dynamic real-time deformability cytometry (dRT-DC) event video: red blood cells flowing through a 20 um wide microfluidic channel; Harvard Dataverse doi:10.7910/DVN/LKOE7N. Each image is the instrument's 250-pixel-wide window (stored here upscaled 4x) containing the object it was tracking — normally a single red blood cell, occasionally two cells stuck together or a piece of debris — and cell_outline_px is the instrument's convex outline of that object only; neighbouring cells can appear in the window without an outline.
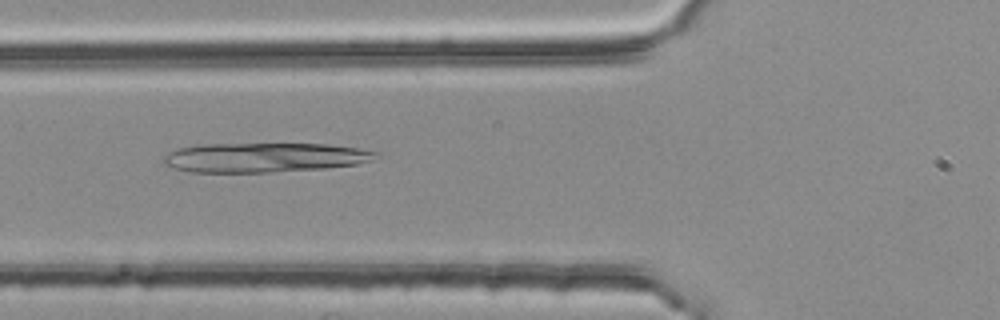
{"species": "common noctule bat (a hibernating species)", "species_latin": "Nyctalus noctula", "temperature_condition": "room temperature", "stored_images_in_passage": 40, "camera_frame_rate_fps": 3000, "um_per_image_px": 0.085, "animal": {"sex": "female", "body_mass_g": 25.1}, "frame": {"image": 1, "passage_image": 6, "time_ms": 1.667, "image_size_px": [1000, 320], "cell_outline_px": [[384, 152], [372, 160], [356, 164], [324, 168], [272, 172], [188, 172], [172, 168], [164, 164], [164, 156], [168, 152], [180, 148], [196, 144], [328, 144], [360, 148]], "centroid_in_image_um": [22.5, 13.38], "position_along_channel_um": 103.3, "area_um2": 36.7}}
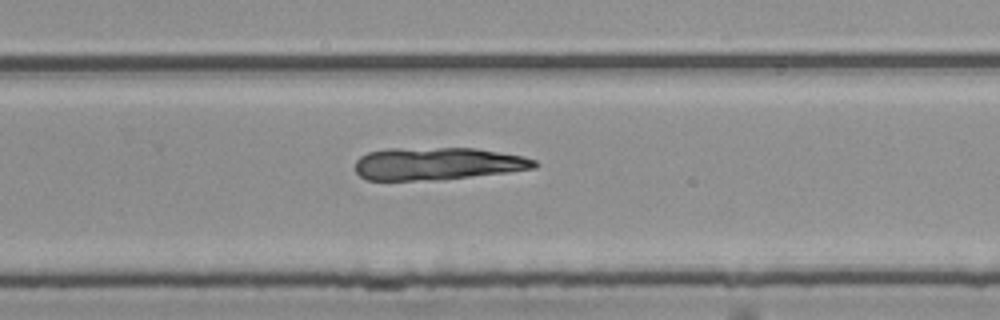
{"frame": {"image": 2, "passage_image": 21, "time_ms": 6.667, "image_size_px": [1000, 320], "cell_outline_px": [[536, 168], [440, 180], [368, 180], [360, 176], [356, 172], [356, 160], [360, 156], [368, 152], [384, 148], [476, 148], [524, 156], [536, 160]], "centroid_in_image_um": [37.15, 13.9], "position_along_channel_um": 292.7, "area_um2": 34.04}}
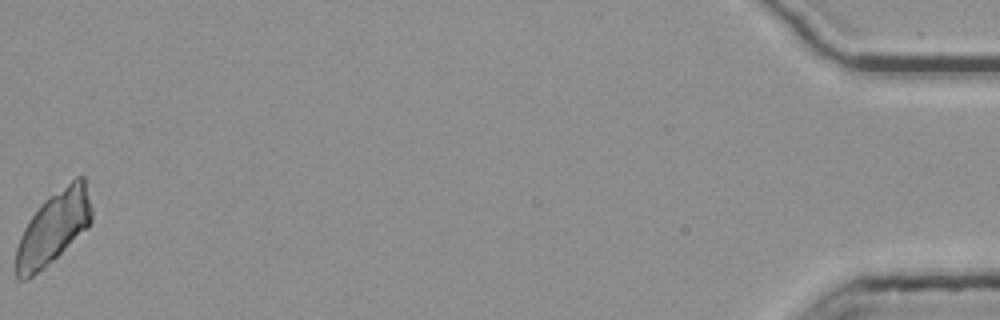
{"frame": {"image": 3, "passage_image": 40, "time_ms": 13.0, "image_size_px": [1000, 320], "cell_outline_px": [[92, 220], [88, 228], [44, 268], [28, 280], [20, 280], [16, 276], [16, 248], [20, 236], [24, 228], [32, 216], [44, 200], [76, 176], [84, 176], [92, 208]], "centroid_in_image_um": [4.56, 19.36], "position_along_channel_um": 430.6, "area_um2": 31.91}}